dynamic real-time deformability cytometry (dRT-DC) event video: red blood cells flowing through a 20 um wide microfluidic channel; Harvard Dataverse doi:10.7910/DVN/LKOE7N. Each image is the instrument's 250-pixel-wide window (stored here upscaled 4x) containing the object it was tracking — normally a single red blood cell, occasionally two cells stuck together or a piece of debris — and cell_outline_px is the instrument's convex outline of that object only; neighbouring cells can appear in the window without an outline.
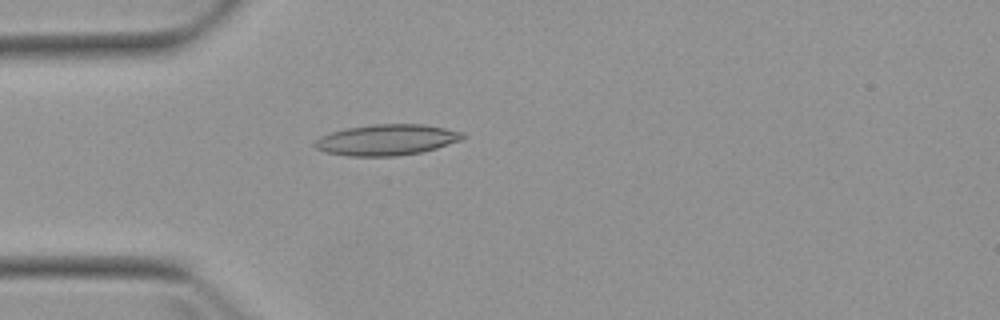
{"species": "Egyptian fruit bat (a non-hibernating species)", "species_latin": "Rousettus aegyptiacus", "temperature_condition": "warm", "stored_images_in_passage": 1, "camera_frame_rate_fps": 3000, "um_per_image_px": 0.085, "animal": {"sex": "female"}, "frame": {"image": 1, "passage_image": 1, "time_ms": 0.0, "image_size_px": [1000, 320], "cell_outline_px": [[464, 136], [460, 140], [436, 148], [420, 152], [396, 156], [348, 156], [324, 152], [316, 148], [312, 144], [320, 136], [344, 128], [372, 124], [424, 124], [464, 132]], "centroid_in_image_um": [32.82, 11.88], "position_along_channel_um": 52.2, "area_um2": 26.65}}